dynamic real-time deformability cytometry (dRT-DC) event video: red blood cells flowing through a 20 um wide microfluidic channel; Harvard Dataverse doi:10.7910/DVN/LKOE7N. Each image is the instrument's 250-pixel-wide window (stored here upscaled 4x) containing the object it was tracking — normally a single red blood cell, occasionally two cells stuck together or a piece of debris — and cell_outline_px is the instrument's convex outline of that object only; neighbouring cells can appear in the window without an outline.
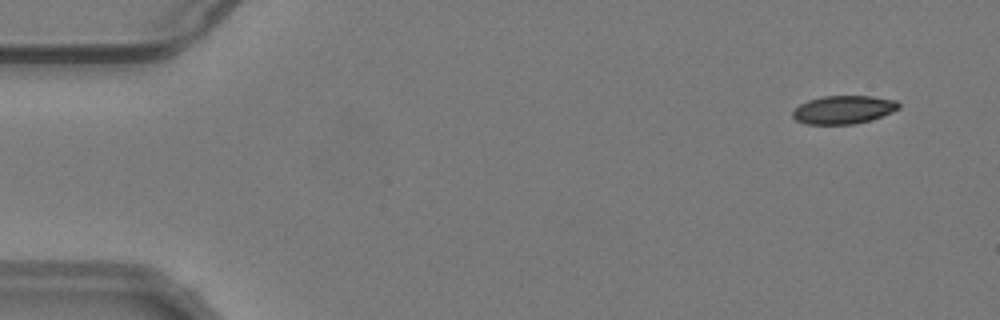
{"species": "common noctule bat (a hibernating species)", "species_latin": "Nyctalus noctula", "temperature_condition": "warm", "stored_images_in_passage": 56, "camera_frame_rate_fps": 3000, "um_per_image_px": 0.085, "animal": {"sex": "male", "body_mass_g": 19.2, "forearm_length_mm": 51.8}, "frame": {"image": 1, "passage_image": 4, "time_ms": 1.0, "image_size_px": [1000, 320], "cell_outline_px": [[900, 108], [892, 112], [872, 120], [852, 124], [808, 124], [796, 120], [792, 116], [792, 112], [800, 104], [808, 100], [824, 96], [872, 96], [896, 100], [900, 104]], "centroid_in_image_um": [71.72, 9.32], "position_along_channel_um": 13.3, "area_um2": 17.46}}
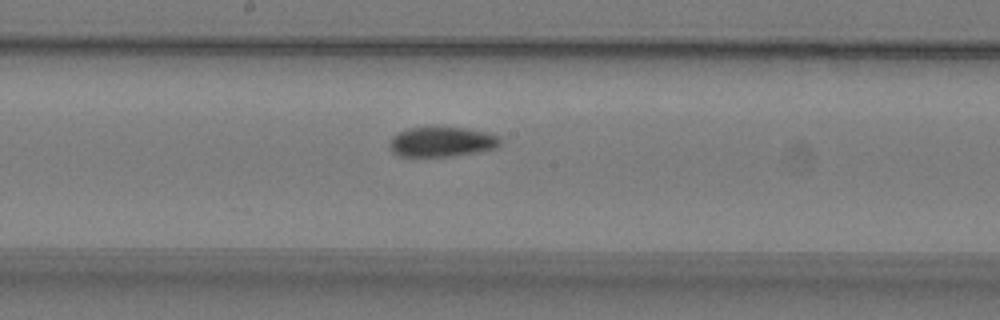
{"frame": {"image": 2, "passage_image": 30, "time_ms": 9.667, "image_size_px": [1000, 320], "cell_outline_px": [[500, 144], [496, 148], [480, 152], [452, 156], [400, 156], [392, 152], [388, 144], [392, 136], [408, 128], [432, 124], [464, 128], [488, 132], [500, 136]], "centroid_in_image_um": [37.55, 12.01], "position_along_channel_um": 210.7, "area_um2": 20.06}}
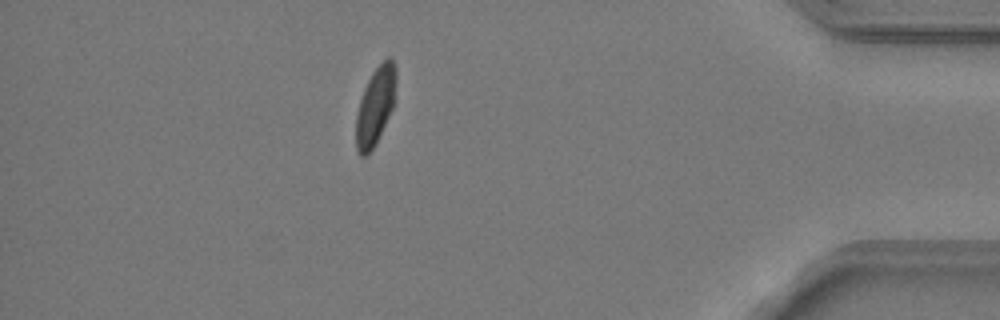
{"frame": {"image": 3, "passage_image": 49, "time_ms": 16.0, "image_size_px": [1000, 320], "cell_outline_px": [[396, 80], [392, 108], [376, 144], [364, 156], [360, 156], [356, 148], [356, 116], [360, 100], [364, 88], [372, 72], [388, 56], [392, 56], [396, 68]], "centroid_in_image_um": [31.9, 8.98], "position_along_channel_um": 403.3, "area_um2": 17.92}, "authors_computed_cell_mechanics": {"area_um2": 18.9584, "velocity_mm_per_s": 3.7659, "shape_relaxation_time_tau1_ms": 3.4526, "shape_relaxation_time_tau2_ms": 3.3151, "deformation_change_tau1": 0.136, "deformation_change_tau2": 0.076}}